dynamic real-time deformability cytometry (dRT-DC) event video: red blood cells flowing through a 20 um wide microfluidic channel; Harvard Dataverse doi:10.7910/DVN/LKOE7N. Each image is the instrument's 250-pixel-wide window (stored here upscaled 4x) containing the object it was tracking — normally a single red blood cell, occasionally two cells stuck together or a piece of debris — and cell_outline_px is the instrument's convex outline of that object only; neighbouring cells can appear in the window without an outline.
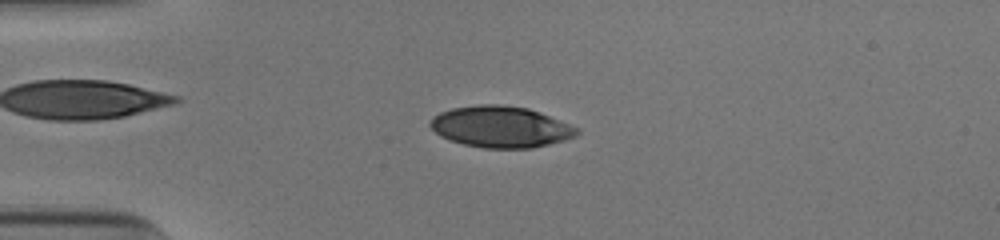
{"species": "human", "species_latin": "Homo sapiens", "temperature_condition": "cold", "stored_images_in_passage": 51, "camera_frame_rate_fps": 3000, "um_per_image_px": 0.085, "donor": {"sex": "male"}, "frame": {"image": 1, "passage_image": 13, "time_ms": 4.0, "image_size_px": [1000, 240], "cell_outline_px": [[580, 132], [576, 136], [564, 140], [532, 148], [484, 148], [464, 144], [440, 136], [428, 124], [432, 116], [440, 112], [452, 108], [476, 104], [500, 104], [528, 108], [540, 112], [580, 128]], "centroid_in_image_um": [42.56, 10.77], "position_along_channel_um": 42.4, "area_um2": 35.43}}
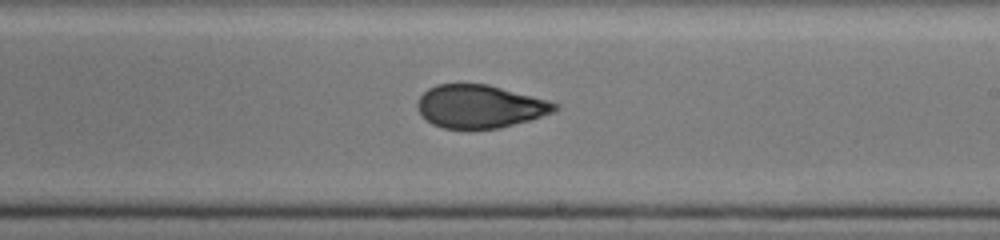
{"frame": {"image": 2, "passage_image": 31, "time_ms": 10.0, "image_size_px": [1000, 240], "cell_outline_px": [[560, 108], [556, 112], [500, 128], [444, 128], [432, 124], [416, 108], [416, 104], [420, 96], [428, 88], [436, 84], [488, 84], [548, 100], [560, 104]], "centroid_in_image_um": [40.82, 9.03], "position_along_channel_um": 248.2, "area_um2": 34.39}}
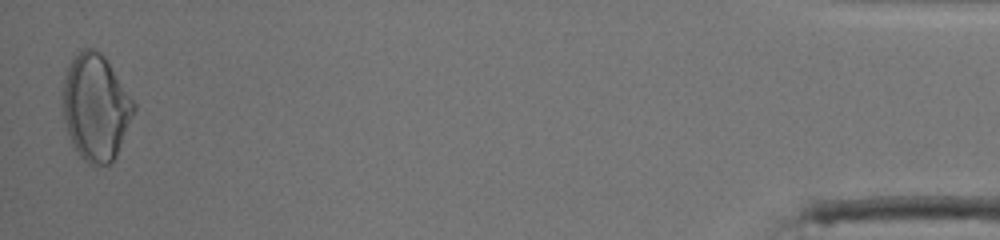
{"frame": {"image": 3, "passage_image": 51, "time_ms": 16.667, "image_size_px": [1000, 240], "cell_outline_px": [[136, 108], [116, 156], [108, 164], [88, 164], [80, 156], [72, 144], [64, 120], [64, 80], [68, 64], [84, 48], [92, 48], [100, 52], [104, 56], [136, 104]], "centroid_in_image_um": [8.15, 9.13], "position_along_channel_um": 427.1, "area_um2": 43.29}, "authors_computed_cell_mechanics": {"area_um2": 35.6048, "velocity_mm_per_s": 3.9391, "shape_relaxation_time_tau1_ms": 8.138, "shape_relaxation_time_tau2_ms": 1.6548, "deformation_change_tau1": 0.2003, "deformation_change_tau2": 0.0695}}